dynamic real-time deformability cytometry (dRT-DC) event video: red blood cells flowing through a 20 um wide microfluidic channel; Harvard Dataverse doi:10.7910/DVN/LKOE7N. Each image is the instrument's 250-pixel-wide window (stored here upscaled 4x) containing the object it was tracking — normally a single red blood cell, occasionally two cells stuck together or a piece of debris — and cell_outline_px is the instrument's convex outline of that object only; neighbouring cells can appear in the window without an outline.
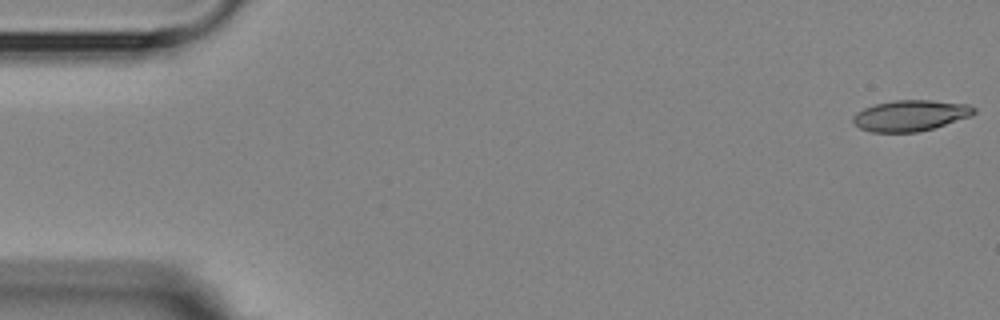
{"species": "Egyptian fruit bat (a non-hibernating species)", "species_latin": "Rousettus aegyptiacus", "temperature_condition": "room temperature", "stored_images_in_passage": 4, "camera_frame_rate_fps": 3000, "um_per_image_px": 0.085, "animal": {"sex": "female"}, "frame": {"image": 1, "passage_image": 4, "time_ms": 4.667, "image_size_px": [1000, 320], "cell_outline_px": [[976, 112], [972, 116], [932, 128], [916, 132], [872, 132], [860, 128], [852, 120], [852, 116], [856, 112], [864, 108], [876, 104], [896, 100], [932, 100], [968, 104], [976, 108]], "centroid_in_image_um": [77.4, 9.81], "position_along_channel_um": 7.6, "area_um2": 21.73}}